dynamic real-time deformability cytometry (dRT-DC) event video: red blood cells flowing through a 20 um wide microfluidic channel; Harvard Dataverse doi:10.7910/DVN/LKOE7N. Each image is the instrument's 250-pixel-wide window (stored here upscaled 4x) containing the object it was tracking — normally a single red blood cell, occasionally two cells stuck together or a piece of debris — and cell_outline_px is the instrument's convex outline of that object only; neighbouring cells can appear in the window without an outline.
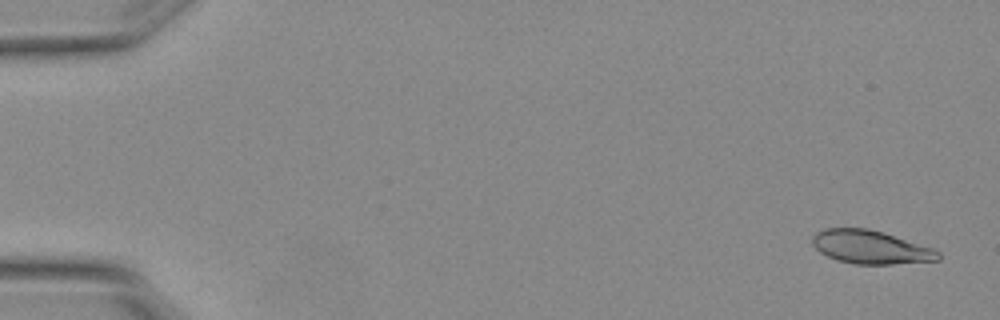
{"species": "Egyptian fruit bat (a non-hibernating species)", "species_latin": "Rousettus aegyptiacus", "temperature_condition": "warm", "stored_images_in_passage": 5, "camera_frame_rate_fps": 3000, "um_per_image_px": 0.085, "animal": {"sex": "female"}, "frame": {"image": 1, "passage_image": 1, "time_ms": 0.0, "image_size_px": [1000, 320], "cell_outline_px": [[940, 260], [892, 264], [856, 264], [836, 260], [820, 252], [812, 244], [812, 236], [816, 232], [824, 228], [868, 228], [884, 232], [932, 248], [940, 252]], "centroid_in_image_um": [73.98, 21.0], "position_along_channel_um": 11.0, "area_um2": 24.51}}
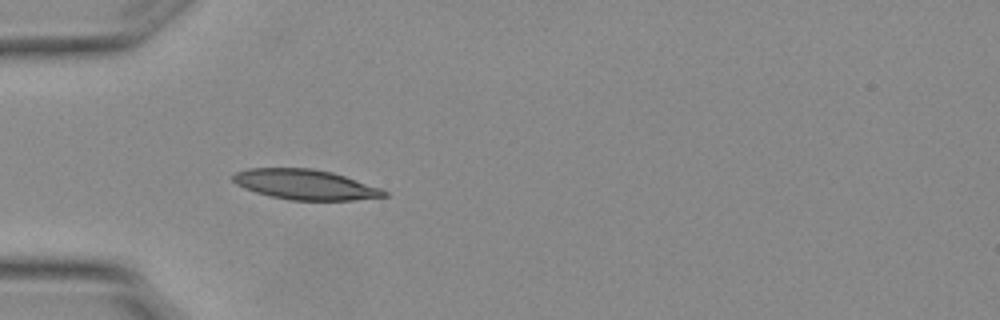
{"frame": {"image": 2, "passage_image": 5, "time_ms": 1.333, "image_size_px": [1000, 320], "cell_outline_px": [[388, 196], [352, 200], [292, 200], [272, 196], [256, 192], [244, 188], [236, 184], [232, 180], [232, 176], [236, 172], [248, 168], [312, 168], [332, 172], [380, 188], [388, 192]], "centroid_in_image_um": [25.93, 15.68], "position_along_channel_um": 59.1, "area_um2": 26.3}}